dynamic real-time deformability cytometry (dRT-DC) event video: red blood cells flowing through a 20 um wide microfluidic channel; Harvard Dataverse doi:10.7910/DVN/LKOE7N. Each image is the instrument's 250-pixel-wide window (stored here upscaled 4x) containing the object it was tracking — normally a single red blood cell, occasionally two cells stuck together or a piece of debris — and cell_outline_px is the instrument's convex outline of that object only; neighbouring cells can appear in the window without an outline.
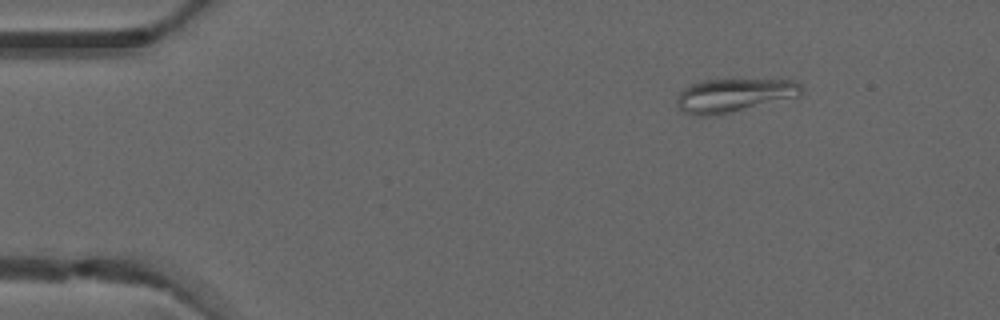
{"species": "common noctule bat (a hibernating species)", "species_latin": "Nyctalus noctula", "temperature_condition": "warm", "stored_images_in_passage": 3, "camera_frame_rate_fps": 3000, "um_per_image_px": 0.085, "animal": {"sex": "male", "forearm_length_mm": 52.5}, "frame": {"image": 1, "passage_image": 3, "time_ms": 0.667, "image_size_px": [1000, 320], "cell_outline_px": [[804, 92], [800, 96], [716, 116], [700, 116], [684, 112], [676, 104], [676, 100], [680, 92], [684, 88], [692, 84], [704, 80], [792, 80], [800, 84], [804, 88]], "centroid_in_image_um": [62.41, 8.11], "position_along_channel_um": 22.6, "area_um2": 24.33}}